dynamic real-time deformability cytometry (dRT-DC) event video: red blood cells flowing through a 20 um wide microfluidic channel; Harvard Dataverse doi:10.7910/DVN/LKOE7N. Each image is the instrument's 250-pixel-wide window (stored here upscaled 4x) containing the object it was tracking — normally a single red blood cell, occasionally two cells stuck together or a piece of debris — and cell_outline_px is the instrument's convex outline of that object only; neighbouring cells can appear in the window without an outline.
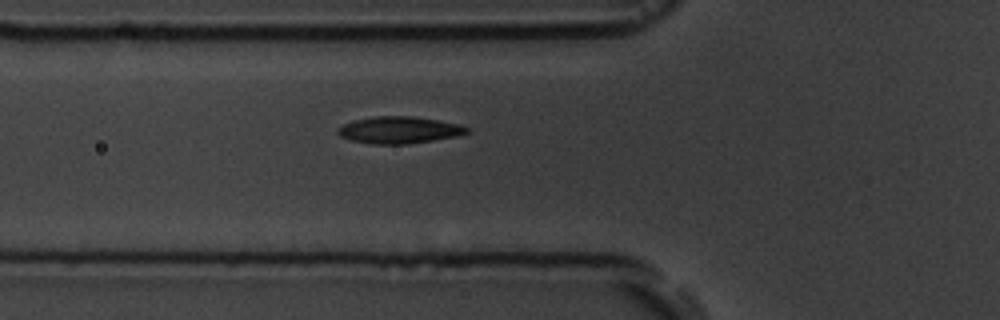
{"species": "common noctule bat (a hibernating species)", "species_latin": "Nyctalus noctula", "temperature_condition": "room temperature", "stored_images_in_passage": 6, "camera_frame_rate_fps": 3000, "um_per_image_px": 0.085, "animal": {"sex": "male", "body_mass_g": 19.5, "forearm_length_mm": 54.6}, "frame": {"image": 1, "passage_image": 6, "time_ms": 6.333, "image_size_px": [1000, 320], "cell_outline_px": [[472, 132], [456, 136], [408, 144], [372, 144], [352, 140], [340, 136], [336, 132], [344, 124], [352, 120], [376, 116], [412, 116], [440, 120], [460, 124], [472, 128]], "centroid_in_image_um": [33.99, 11.04], "position_along_channel_um": 91.8, "area_um2": 20.35}}